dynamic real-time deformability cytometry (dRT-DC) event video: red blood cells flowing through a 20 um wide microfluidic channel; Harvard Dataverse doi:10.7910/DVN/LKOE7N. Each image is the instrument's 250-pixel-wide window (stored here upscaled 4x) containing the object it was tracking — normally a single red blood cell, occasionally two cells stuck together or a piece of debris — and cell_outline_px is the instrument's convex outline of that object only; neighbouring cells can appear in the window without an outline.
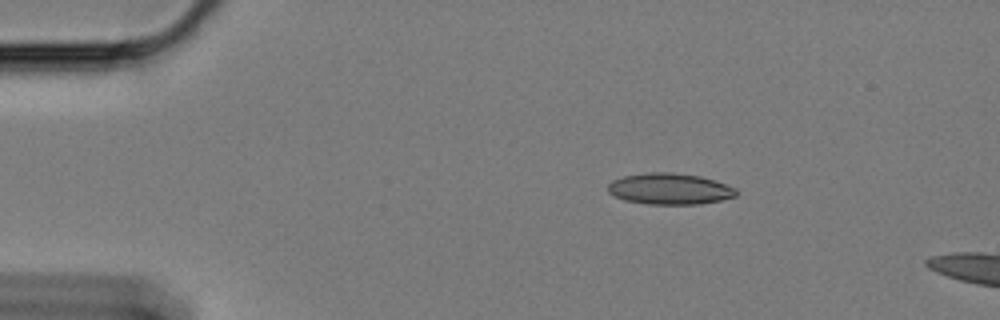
{"species": "Egyptian fruit bat (a non-hibernating species)", "species_latin": "Rousettus aegyptiacus", "temperature_condition": "cold", "stored_images_in_passage": 6, "camera_frame_rate_fps": 3000, "um_per_image_px": 0.085, "animal": {"sex": "female"}, "frame": {"image": 1, "passage_image": 1, "time_ms": 0.0, "image_size_px": [1000, 320], "cell_outline_px": [[736, 196], [720, 200], [700, 204], [648, 204], [624, 200], [608, 192], [608, 184], [612, 180], [624, 176], [648, 172], [668, 172], [700, 176], [736, 188]], "centroid_in_image_um": [56.89, 16.05], "position_along_channel_um": 28.1, "area_um2": 23.12}}